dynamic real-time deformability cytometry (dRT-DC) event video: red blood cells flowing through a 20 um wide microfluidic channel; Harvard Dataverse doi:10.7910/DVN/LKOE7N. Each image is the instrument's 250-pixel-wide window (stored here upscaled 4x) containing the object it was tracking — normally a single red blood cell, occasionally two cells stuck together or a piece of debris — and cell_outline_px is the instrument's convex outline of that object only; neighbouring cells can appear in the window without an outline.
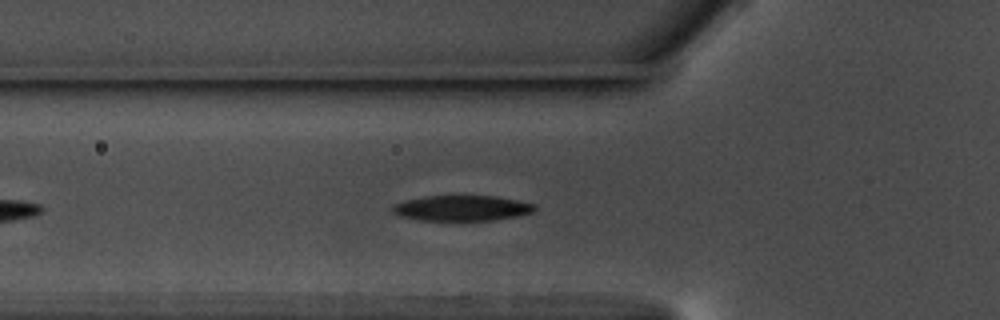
{"species": "common noctule bat (a hibernating species)", "species_latin": "Nyctalus noctula", "temperature_condition": "warm", "stored_images_in_passage": 46, "camera_frame_rate_fps": 3000, "um_per_image_px": 0.085, "animal": {"sex": "male", "body_mass_g": 17.5, "forearm_length_mm": 52.3}, "frame": {"image": 1, "passage_image": 8, "time_ms": 2.333, "image_size_px": [1000, 320], "cell_outline_px": [[536, 208], [532, 212], [520, 216], [492, 220], [420, 220], [400, 216], [392, 212], [392, 204], [408, 200], [428, 196], [496, 196], [536, 204]], "centroid_in_image_um": [39.28, 17.69], "position_along_channel_um": 86.5, "area_um2": 20.98}}
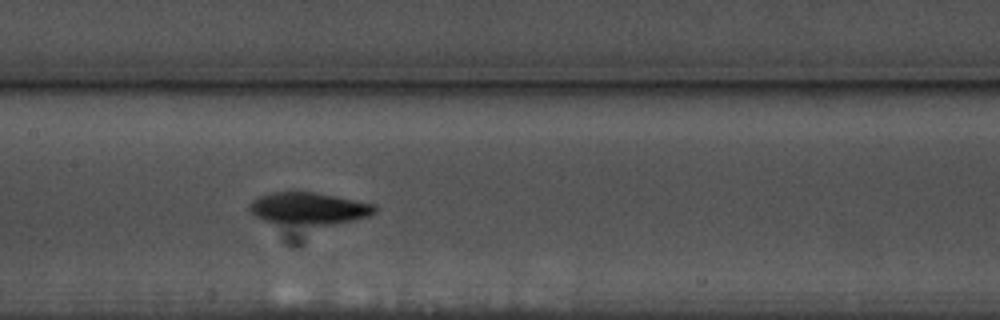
{"frame": {"image": 2, "passage_image": 16, "time_ms": 5.0, "image_size_px": [1000, 320], "cell_outline_px": [[376, 212], [368, 216], [352, 220], [332, 224], [308, 224], [264, 220], [256, 216], [248, 208], [252, 200], [260, 196], [276, 192], [312, 192], [336, 196], [372, 204], [376, 208]], "centroid_in_image_um": [26.26, 17.7], "position_along_channel_um": 181.1, "area_um2": 22.6}}
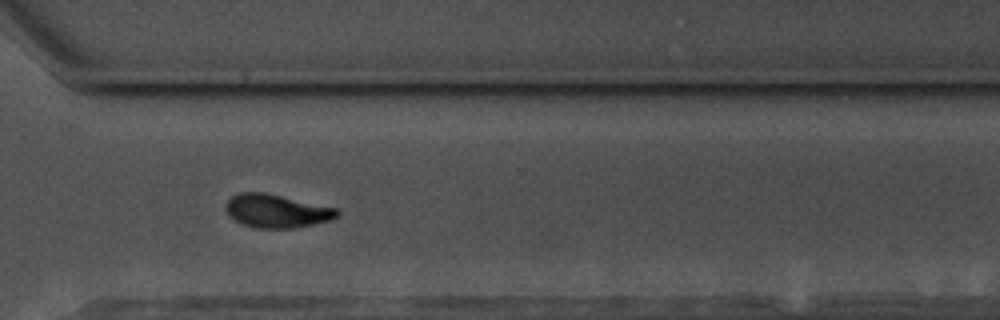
{"frame": {"image": 3, "passage_image": 30, "time_ms": 9.667, "image_size_px": [1000, 320], "cell_outline_px": [[340, 216], [332, 220], [296, 228], [256, 228], [244, 224], [236, 220], [224, 208], [224, 204], [232, 196], [240, 192], [264, 192], [336, 208], [340, 212]], "centroid_in_image_um": [23.54, 17.93], "position_along_channel_um": 347.1, "area_um2": 21.56}, "authors_computed_cell_mechanics": {"area_um2": 21.9062, "velocity_mm_per_s": 3.5517, "shape_relaxation_time_tau1_ms": 2.4258, "shape_relaxation_time_tau2_ms": 6.5886, "deformation_change_tau1": 0.1435, "deformation_change_tau2": 0.1233}}